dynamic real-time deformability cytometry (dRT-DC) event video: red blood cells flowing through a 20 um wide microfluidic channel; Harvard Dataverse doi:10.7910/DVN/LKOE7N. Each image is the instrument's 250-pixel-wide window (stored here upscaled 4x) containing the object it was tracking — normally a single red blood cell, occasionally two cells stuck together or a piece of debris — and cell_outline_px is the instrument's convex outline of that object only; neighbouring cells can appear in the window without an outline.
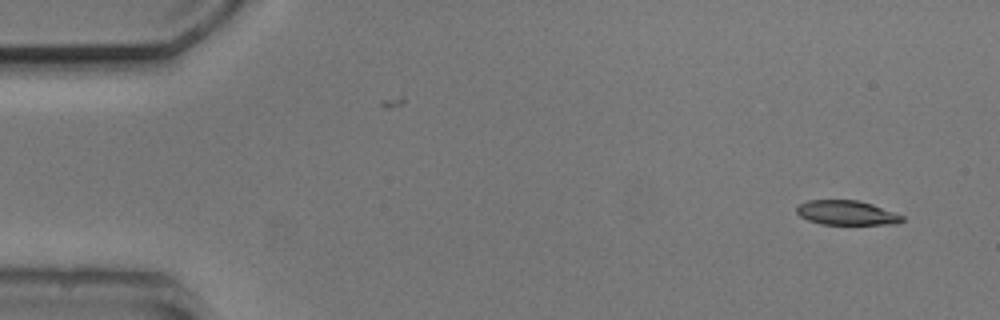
{"species": "common noctule bat (a hibernating species)", "species_latin": "Nyctalus noctula", "temperature_condition": "cold", "stored_images_in_passage": 3, "camera_frame_rate_fps": 3000, "um_per_image_px": 0.085, "animal": {"sex": "male", "body_mass_g": 20.5, "forearm_length_mm": 52.5}, "frame": {"image": 1, "passage_image": 3, "time_ms": 2.333, "image_size_px": [1000, 320], "cell_outline_px": [[904, 220], [896, 224], [820, 224], [808, 220], [800, 216], [796, 212], [796, 208], [800, 204], [808, 200], [856, 200], [872, 204], [896, 212], [904, 216]], "centroid_in_image_um": [71.98, 18.09], "position_along_channel_um": 13.0, "area_um2": 15.09}}